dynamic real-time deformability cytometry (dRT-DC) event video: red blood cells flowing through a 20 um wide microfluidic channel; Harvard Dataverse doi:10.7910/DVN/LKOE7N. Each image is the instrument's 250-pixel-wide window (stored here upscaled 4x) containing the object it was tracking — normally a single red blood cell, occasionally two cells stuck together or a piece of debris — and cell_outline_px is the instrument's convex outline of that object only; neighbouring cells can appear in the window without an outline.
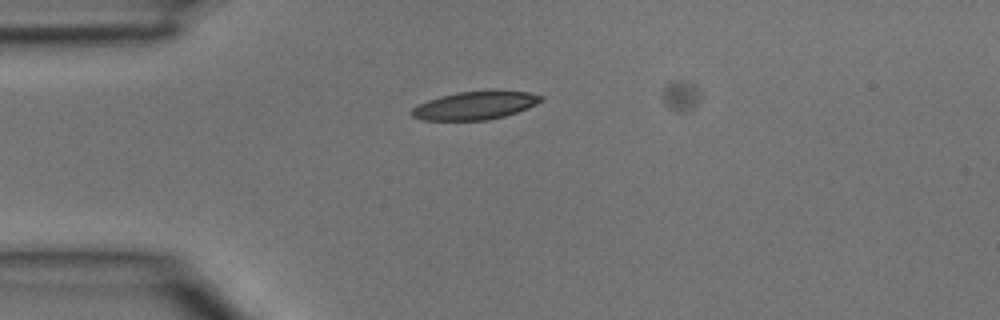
{"species": "common noctule bat (a hibernating species)", "species_latin": "Nyctalus noctula", "temperature_condition": "room temperature", "stored_images_in_passage": 4, "camera_frame_rate_fps": 3000, "um_per_image_px": 0.085, "animal": {"sex": "male", "body_mass_g": 15.6}, "frame": {"image": 1, "passage_image": 2, "time_ms": 0.333, "image_size_px": [1000, 320], "cell_outline_px": [[544, 100], [528, 108], [504, 116], [488, 120], [424, 120], [412, 116], [408, 112], [416, 104], [440, 96], [456, 92], [528, 92], [544, 96]], "centroid_in_image_um": [40.33, 8.98], "position_along_channel_um": 44.7, "area_um2": 20.92}}